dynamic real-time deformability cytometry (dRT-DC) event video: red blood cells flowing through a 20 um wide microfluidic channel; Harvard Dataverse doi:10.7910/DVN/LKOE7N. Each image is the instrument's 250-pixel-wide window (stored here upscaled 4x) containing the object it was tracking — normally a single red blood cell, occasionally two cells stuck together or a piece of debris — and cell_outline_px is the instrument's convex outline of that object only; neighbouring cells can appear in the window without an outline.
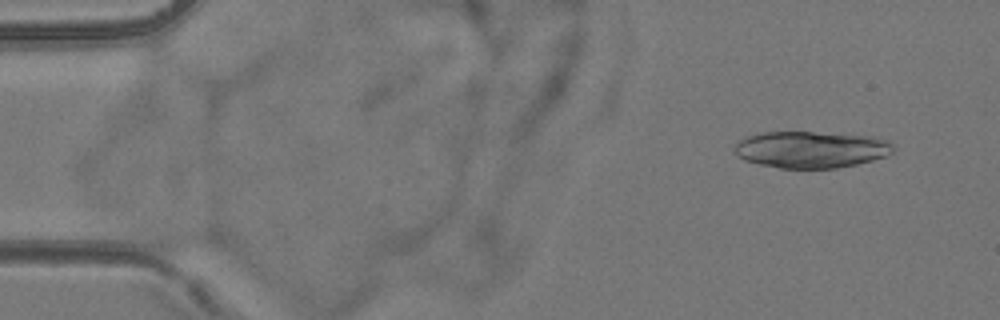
{"species": "common noctule bat (a hibernating species)", "species_latin": "Nyctalus noctula", "temperature_condition": "room temperature", "stored_images_in_passage": 5, "camera_frame_rate_fps": 3000, "um_per_image_px": 0.085, "animal": {"sex": "female", "body_mass_g": 24.6, "forearm_length_mm": 56.2}, "frame": {"image": 1, "passage_image": 2, "time_ms": 1.0, "image_size_px": [1000, 320], "cell_outline_px": [[896, 148], [888, 156], [856, 164], [836, 168], [780, 168], [760, 164], [744, 160], [736, 156], [736, 144], [744, 136], [760, 132], [812, 132], [872, 136], [888, 140], [896, 144]], "centroid_in_image_um": [68.97, 12.7], "position_along_channel_um": 16.0, "area_um2": 34.16}}